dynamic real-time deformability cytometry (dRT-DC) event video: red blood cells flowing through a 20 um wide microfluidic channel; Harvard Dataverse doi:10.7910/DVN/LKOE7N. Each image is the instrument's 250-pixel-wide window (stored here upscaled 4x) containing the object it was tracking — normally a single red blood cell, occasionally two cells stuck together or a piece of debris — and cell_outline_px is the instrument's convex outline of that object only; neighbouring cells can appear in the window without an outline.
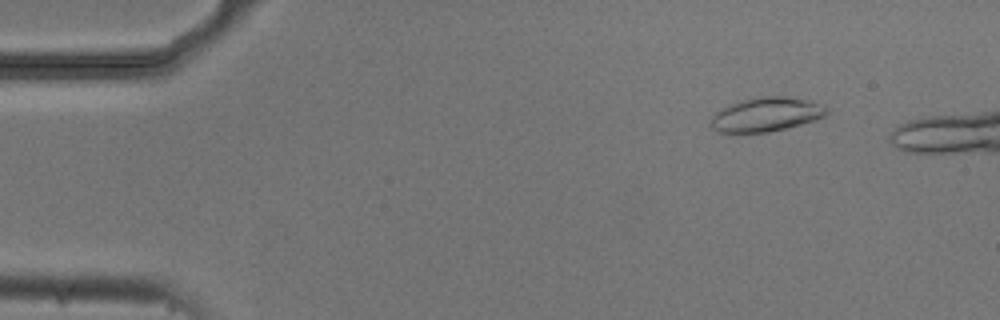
{"species": "common noctule bat (a hibernating species)", "species_latin": "Nyctalus noctula", "temperature_condition": "cold", "stored_images_in_passage": 7, "camera_frame_rate_fps": 3000, "um_per_image_px": 0.085, "animal": {"sex": "male", "body_mass_g": 20.5, "forearm_length_mm": 52.5}, "frame": {"image": 1, "passage_image": 2, "time_ms": 0.333, "image_size_px": [1000, 320], "cell_outline_px": [[828, 112], [824, 116], [816, 120], [768, 132], [720, 132], [712, 128], [708, 124], [712, 116], [720, 108], [744, 100], [760, 96], [784, 96], [804, 100], [816, 104], [824, 108]], "centroid_in_image_um": [65.05, 9.74], "position_along_channel_um": 20.0, "area_um2": 22.48}}
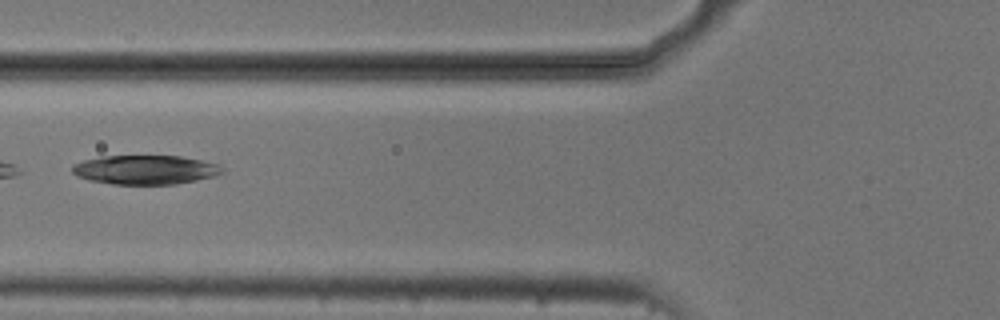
{"frame": {"image": 2, "passage_image": 7, "time_ms": 2.0, "image_size_px": [1000, 320], "cell_outline_px": [[224, 172], [212, 176], [196, 180], [176, 184], [112, 184], [88, 180], [76, 176], [72, 172], [72, 168], [76, 164], [84, 160], [100, 156], [180, 156], [200, 160], [216, 164], [224, 168]], "centroid_in_image_um": [12.32, 14.43], "position_along_channel_um": 113.5, "area_um2": 25.32}}